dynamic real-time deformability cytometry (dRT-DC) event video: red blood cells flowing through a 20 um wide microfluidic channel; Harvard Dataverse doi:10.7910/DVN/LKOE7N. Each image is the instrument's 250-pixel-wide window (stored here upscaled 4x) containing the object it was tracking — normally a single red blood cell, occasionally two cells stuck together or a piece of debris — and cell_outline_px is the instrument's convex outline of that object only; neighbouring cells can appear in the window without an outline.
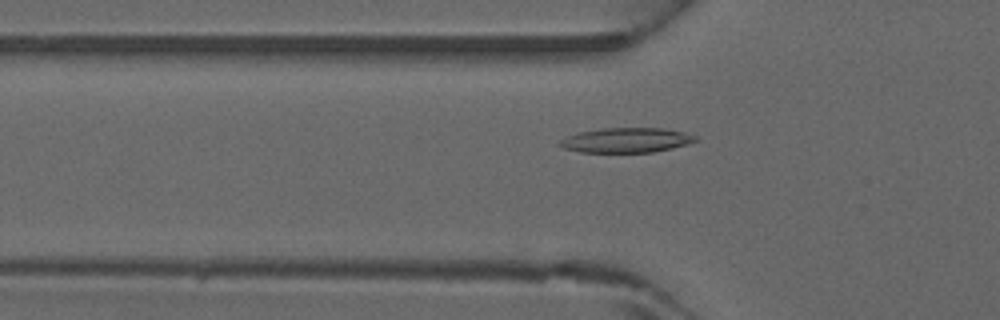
{"species": "common noctule bat (a hibernating species)", "species_latin": "Nyctalus noctula", "temperature_condition": "warm", "stored_images_in_passage": 39, "camera_frame_rate_fps": 3000, "um_per_image_px": 0.085, "animal": {"sex": "male", "forearm_length_mm": 52.5}, "frame": {"image": 1, "passage_image": 14, "time_ms": 4.333, "image_size_px": [1000, 320], "cell_outline_px": [[700, 140], [688, 144], [672, 148], [652, 152], [580, 152], [564, 148], [556, 144], [560, 140], [568, 136], [580, 132], [600, 128], [664, 128], [684, 132], [696, 136]], "centroid_in_image_um": [53.25, 11.91], "position_along_channel_um": 72.5, "area_um2": 19.65}}
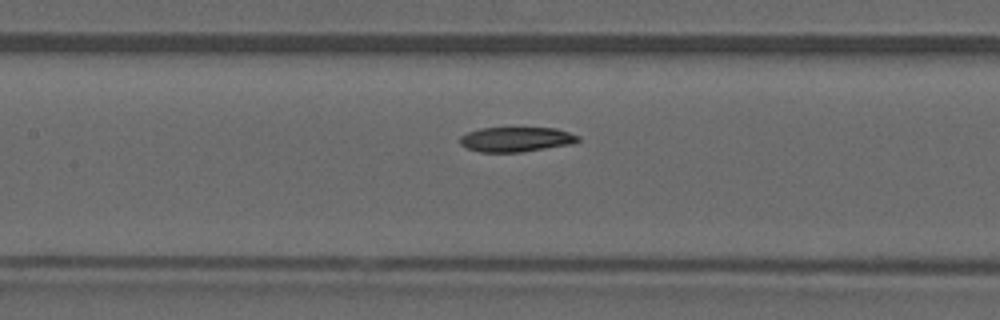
{"frame": {"image": 2, "passage_image": 20, "time_ms": 6.333, "image_size_px": [1000, 320], "cell_outline_px": [[580, 140], [572, 144], [520, 152], [480, 152], [468, 148], [460, 144], [460, 136], [468, 132], [480, 128], [556, 128], [580, 136]], "centroid_in_image_um": [43.88, 11.84], "position_along_channel_um": 163.5, "area_um2": 16.99}}
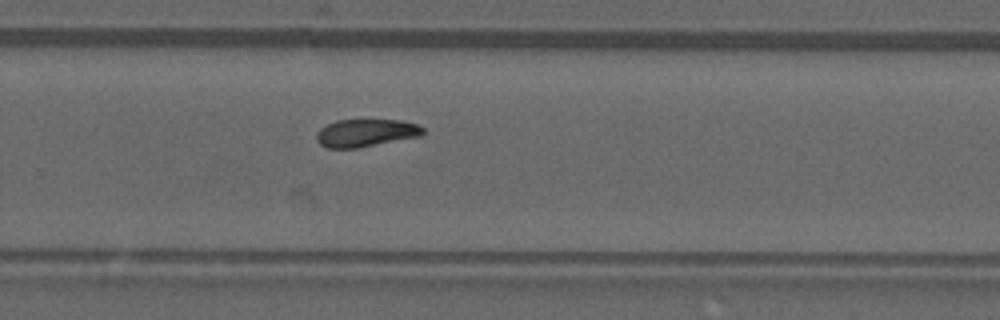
{"frame": {"image": 3, "passage_image": 29, "time_ms": 9.333, "image_size_px": [1000, 320], "cell_outline_px": [[424, 136], [356, 148], [328, 148], [320, 144], [316, 140], [316, 132], [320, 128], [336, 120], [400, 120], [416, 124], [424, 128]], "centroid_in_image_um": [31.11, 11.3], "position_along_channel_um": 298.7, "area_um2": 17.28}}